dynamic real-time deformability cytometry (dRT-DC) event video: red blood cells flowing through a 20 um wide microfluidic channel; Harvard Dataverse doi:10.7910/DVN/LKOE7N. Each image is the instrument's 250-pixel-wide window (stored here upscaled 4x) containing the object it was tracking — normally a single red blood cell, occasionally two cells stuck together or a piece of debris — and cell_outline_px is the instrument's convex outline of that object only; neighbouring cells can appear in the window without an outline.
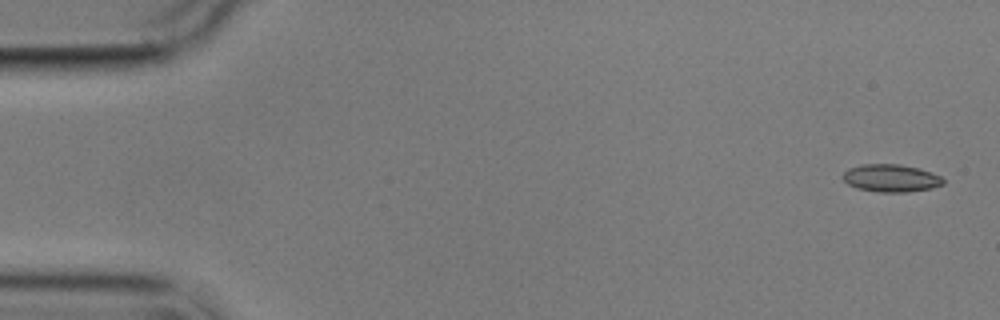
{"species": "common noctule bat (a hibernating species)", "species_latin": "Nyctalus noctula", "temperature_condition": "cold", "stored_images_in_passage": 6, "camera_frame_rate_fps": 3000, "um_per_image_px": 0.085, "animal": {"sex": "male", "body_mass_g": 17.9}, "frame": {"image": 1, "passage_image": 1, "time_ms": 0.0, "image_size_px": [1000, 320], "cell_outline_px": [[944, 184], [932, 188], [908, 192], [880, 192], [856, 188], [848, 184], [840, 176], [848, 168], [860, 164], [900, 164], [920, 168], [932, 172], [940, 176], [944, 180]], "centroid_in_image_um": [75.72, 15.13], "position_along_channel_um": 9.3, "area_um2": 16.36}}